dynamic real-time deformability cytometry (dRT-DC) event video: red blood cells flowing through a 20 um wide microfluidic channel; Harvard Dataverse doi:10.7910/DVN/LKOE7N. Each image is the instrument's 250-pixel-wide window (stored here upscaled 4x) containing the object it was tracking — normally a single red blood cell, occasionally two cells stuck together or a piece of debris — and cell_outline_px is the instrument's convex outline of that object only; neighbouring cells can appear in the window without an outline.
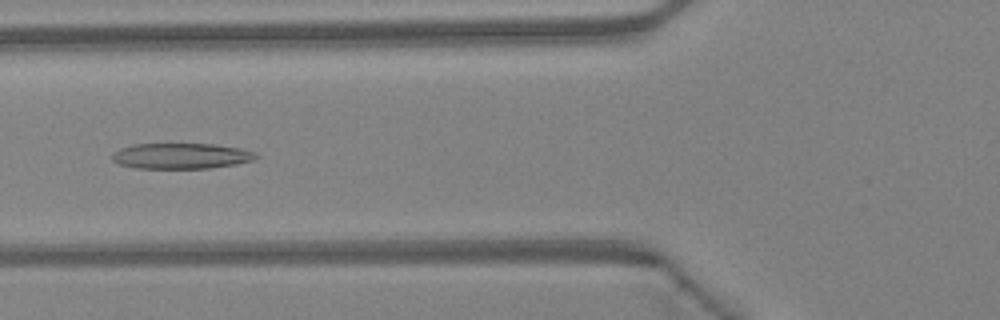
{"species": "Egyptian fruit bat (a non-hibernating species)", "species_latin": "Rousettus aegyptiacus", "temperature_condition": "warm", "stored_images_in_passage": 45, "camera_frame_rate_fps": 3000, "um_per_image_px": 0.085, "animal": {"sex": "female"}, "frame": {"image": 1, "passage_image": 16, "time_ms": 5.0, "image_size_px": [1000, 320], "cell_outline_px": [[260, 156], [256, 160], [236, 164], [208, 168], [136, 168], [120, 164], [112, 160], [112, 152], [120, 148], [132, 144], [216, 144], [240, 148], [256, 152]], "centroid_in_image_um": [15.43, 13.25], "position_along_channel_um": 110.4, "area_um2": 21.68}}
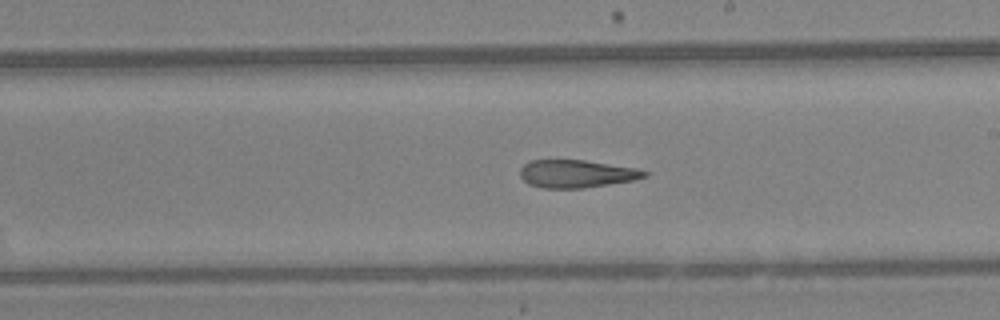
{"frame": {"image": 2, "passage_image": 25, "time_ms": 8.0, "image_size_px": [1000, 320], "cell_outline_px": [[648, 176], [632, 180], [584, 188], [540, 188], [528, 184], [520, 176], [520, 168], [528, 160], [584, 160], [636, 168], [648, 172]], "centroid_in_image_um": [48.96, 14.77], "position_along_channel_um": 240.0, "area_um2": 20.11}}
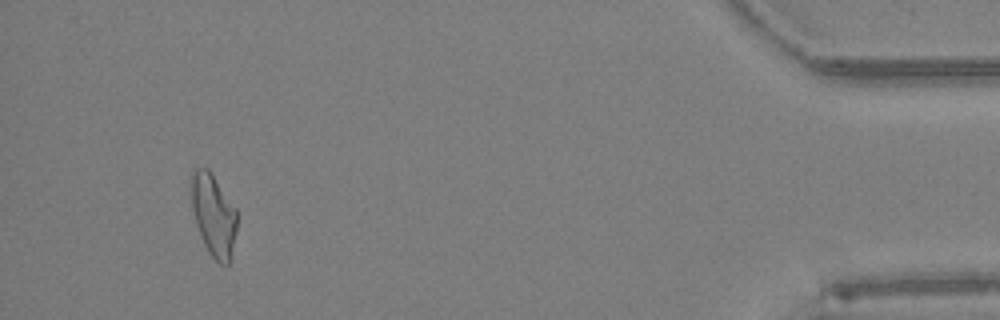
{"frame": {"image": 3, "passage_image": 42, "time_ms": 13.667, "image_size_px": [1000, 320], "cell_outline_px": [[236, 232], [232, 260], [228, 264], [220, 264], [208, 252], [204, 244], [196, 224], [192, 208], [192, 176], [196, 168], [208, 168], [236, 208]], "centroid_in_image_um": [18.18, 18.33], "position_along_channel_um": 417.0, "area_um2": 21.68}, "authors_computed_cell_mechanics": {"area_um2": 22.1374, "velocity_mm_per_s": 4.3555, "shape_relaxation_time_tau1_ms": null, "shape_relaxation_time_tau2_ms": 3.4225, "deformation_change_tau1": null, "deformation_change_tau2": 0.1587}}